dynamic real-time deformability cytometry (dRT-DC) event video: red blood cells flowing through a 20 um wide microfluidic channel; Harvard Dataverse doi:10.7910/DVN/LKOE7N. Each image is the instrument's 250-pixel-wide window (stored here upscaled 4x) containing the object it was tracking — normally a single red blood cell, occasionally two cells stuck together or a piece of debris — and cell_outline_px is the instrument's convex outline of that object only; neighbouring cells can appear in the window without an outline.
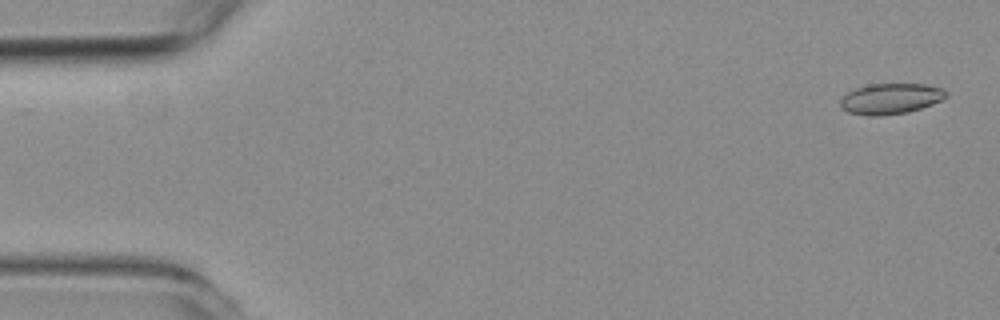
{"species": "common noctule bat (a hibernating species)", "species_latin": "Nyctalus noctula", "temperature_condition": "room temperature", "stored_images_in_passage": 13, "camera_frame_rate_fps": 3000, "um_per_image_px": 0.085, "animal": {"sex": "female", "body_mass_g": 19.3, "forearm_length_mm": 54.1}, "frame": {"image": 1, "passage_image": 2, "time_ms": 0.333, "image_size_px": [1000, 320], "cell_outline_px": [[948, 96], [932, 104], [908, 112], [880, 116], [868, 116], [848, 112], [840, 108], [840, 100], [848, 92], [856, 88], [868, 84], [924, 84], [944, 88], [948, 92]], "centroid_in_image_um": [75.7, 8.39], "position_along_channel_um": 9.3, "area_um2": 19.02}}